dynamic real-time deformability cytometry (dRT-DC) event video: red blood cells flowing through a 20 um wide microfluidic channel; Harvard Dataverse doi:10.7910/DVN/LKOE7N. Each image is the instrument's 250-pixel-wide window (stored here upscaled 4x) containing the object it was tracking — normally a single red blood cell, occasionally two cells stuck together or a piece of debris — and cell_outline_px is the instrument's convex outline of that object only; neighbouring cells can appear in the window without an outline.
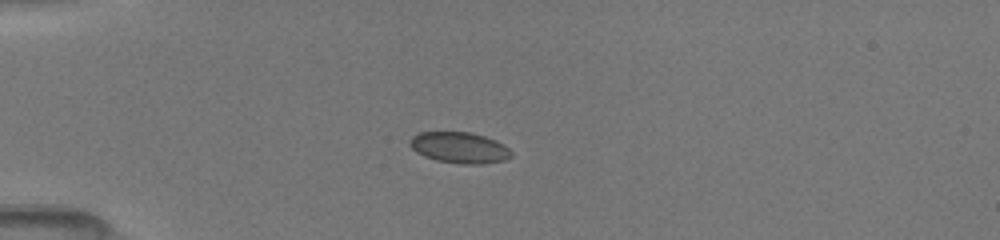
{"species": "common noctule bat (a hibernating species)", "species_latin": "Nyctalus noctula", "temperature_condition": "room temperature", "stored_images_in_passage": 14, "camera_frame_rate_fps": 3000, "um_per_image_px": 0.085, "animal": {"sex": "female", "body_mass_g": 19.5, "forearm_length_mm": 54.1}, "frame": {"image": 1, "passage_image": 11, "time_ms": 4.667, "image_size_px": [1000, 240], "cell_outline_px": [[512, 156], [504, 160], [484, 164], [460, 164], [436, 160], [424, 156], [416, 152], [408, 144], [408, 140], [412, 136], [420, 132], [468, 132], [484, 136], [504, 144], [512, 152]], "centroid_in_image_um": [39.03, 12.55], "position_along_channel_um": 46.0, "area_um2": 18.44}}
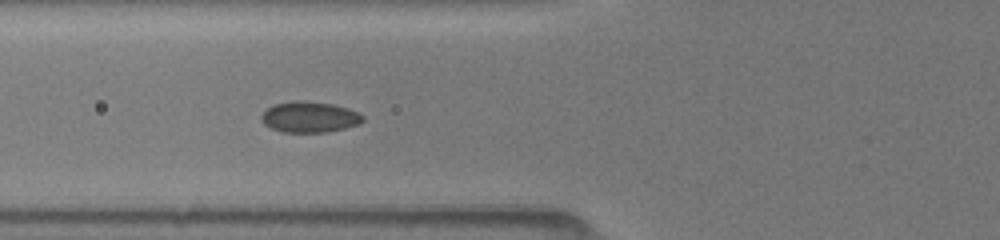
{"frame": {"image": 2, "passage_image": 14, "time_ms": 6.667, "image_size_px": [1000, 240], "cell_outline_px": [[364, 120], [356, 124], [344, 128], [324, 132], [280, 132], [264, 124], [260, 120], [260, 116], [272, 104], [296, 100], [304, 100], [332, 104], [348, 108], [364, 116]], "centroid_in_image_um": [26.26, 9.93], "position_along_channel_um": 99.5, "area_um2": 18.21}}